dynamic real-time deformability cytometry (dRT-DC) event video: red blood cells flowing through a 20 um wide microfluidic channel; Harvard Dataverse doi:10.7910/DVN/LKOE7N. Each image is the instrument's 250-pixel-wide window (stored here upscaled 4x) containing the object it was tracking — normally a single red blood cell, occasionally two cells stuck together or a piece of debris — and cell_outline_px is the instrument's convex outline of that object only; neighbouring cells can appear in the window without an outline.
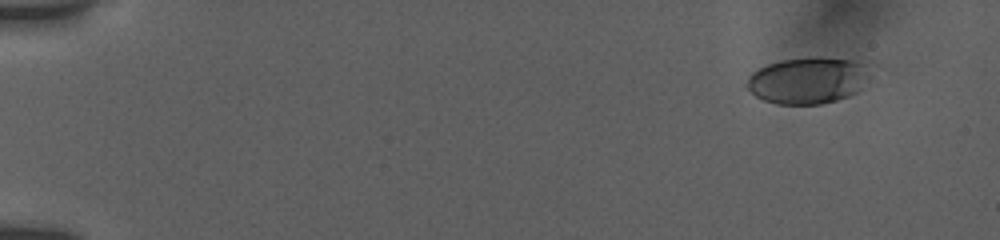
{"species": "human", "species_latin": "Homo sapiens", "temperature_condition": "room temperature", "stored_images_in_passage": 63, "camera_frame_rate_fps": 3000, "um_per_image_px": 0.085, "donor": {"sex": "female"}, "frame": {"image": 1, "passage_image": 1, "time_ms": 0.0, "image_size_px": [1000, 240], "cell_outline_px": [[876, 64], [868, 76], [856, 92], [848, 96], [836, 100], [820, 104], [776, 104], [764, 100], [756, 96], [744, 88], [744, 84], [748, 76], [752, 72], [768, 64], [780, 60], [816, 56], [820, 56]], "centroid_in_image_um": [68.66, 6.81], "position_along_channel_um": 16.3, "area_um2": 33.93}}
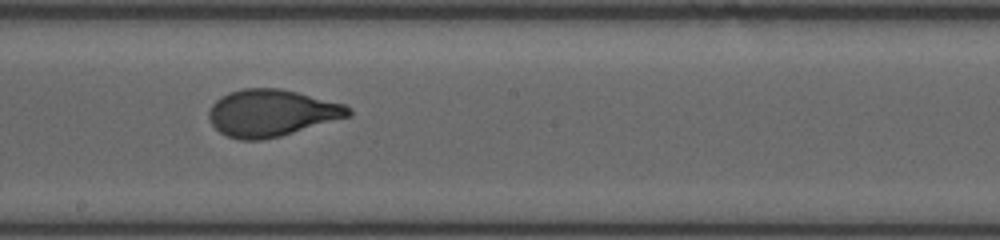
{"frame": {"image": 2, "passage_image": 39, "time_ms": 9.333, "image_size_px": [1000, 240], "cell_outline_px": [[352, 116], [280, 136], [264, 140], [240, 140], [228, 136], [220, 132], [212, 124], [208, 116], [208, 112], [212, 104], [220, 96], [228, 92], [240, 88], [280, 88], [344, 104], [352, 108]], "centroid_in_image_um": [23.08, 9.6], "position_along_channel_um": 225.1, "area_um2": 38.26}}
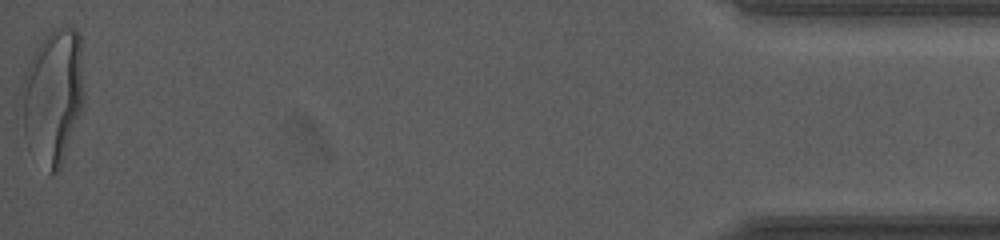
{"frame": {"image": 3, "passage_image": 63, "time_ms": 17.0, "image_size_px": [1000, 240], "cell_outline_px": [[84, 104], [60, 168], [52, 176], [48, 176], [24, 132], [20, 92], [20, 84], [28, 64], [36, 48], [52, 28], [72, 28], [80, 32], [84, 92]], "centroid_in_image_um": [4.52, 8.16], "position_along_channel_um": 430.7, "area_um2": 49.07}, "authors_computed_cell_mechanics": {"area_um2": 37.1654, "velocity_mm_per_s": 3.7865, "shape_relaxation_time_tau1_ms": 4.0285, "shape_relaxation_time_tau2_ms": null, "deformation_change_tau1": 0.1753, "deformation_change_tau2": null}}